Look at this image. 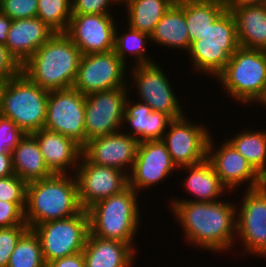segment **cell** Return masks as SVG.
I'll return each mask as SVG.
<instances>
[{"mask_svg":"<svg viewBox=\"0 0 266 267\" xmlns=\"http://www.w3.org/2000/svg\"><path fill=\"white\" fill-rule=\"evenodd\" d=\"M151 44L172 50L189 51L190 38L185 19V1L174 3L150 35Z\"/></svg>","mask_w":266,"mask_h":267,"instance_id":"484cf974","label":"cell"},{"mask_svg":"<svg viewBox=\"0 0 266 267\" xmlns=\"http://www.w3.org/2000/svg\"><path fill=\"white\" fill-rule=\"evenodd\" d=\"M137 247L118 240L89 235L83 249L85 267H133Z\"/></svg>","mask_w":266,"mask_h":267,"instance_id":"603a6c76","label":"cell"},{"mask_svg":"<svg viewBox=\"0 0 266 267\" xmlns=\"http://www.w3.org/2000/svg\"><path fill=\"white\" fill-rule=\"evenodd\" d=\"M116 2V4L118 5H126L130 0H114ZM122 3V4H121Z\"/></svg>","mask_w":266,"mask_h":267,"instance_id":"7dc6e473","label":"cell"},{"mask_svg":"<svg viewBox=\"0 0 266 267\" xmlns=\"http://www.w3.org/2000/svg\"><path fill=\"white\" fill-rule=\"evenodd\" d=\"M133 188L102 199L87 209L90 233L98 238L118 240L135 245L140 230L139 198Z\"/></svg>","mask_w":266,"mask_h":267,"instance_id":"277c9868","label":"cell"},{"mask_svg":"<svg viewBox=\"0 0 266 267\" xmlns=\"http://www.w3.org/2000/svg\"><path fill=\"white\" fill-rule=\"evenodd\" d=\"M117 6L114 0H72V15L107 14L112 15V8Z\"/></svg>","mask_w":266,"mask_h":267,"instance_id":"74e56055","label":"cell"},{"mask_svg":"<svg viewBox=\"0 0 266 267\" xmlns=\"http://www.w3.org/2000/svg\"><path fill=\"white\" fill-rule=\"evenodd\" d=\"M14 174L26 184L49 178L53 173L47 167L38 142L32 134H25L12 152Z\"/></svg>","mask_w":266,"mask_h":267,"instance_id":"4316f807","label":"cell"},{"mask_svg":"<svg viewBox=\"0 0 266 267\" xmlns=\"http://www.w3.org/2000/svg\"><path fill=\"white\" fill-rule=\"evenodd\" d=\"M126 69H129V65H126L114 50L84 54L80 59L73 88L84 96L105 90L128 88Z\"/></svg>","mask_w":266,"mask_h":267,"instance_id":"8fae6325","label":"cell"},{"mask_svg":"<svg viewBox=\"0 0 266 267\" xmlns=\"http://www.w3.org/2000/svg\"><path fill=\"white\" fill-rule=\"evenodd\" d=\"M227 8L235 19L240 47L266 50V5Z\"/></svg>","mask_w":266,"mask_h":267,"instance_id":"d4e9b609","label":"cell"},{"mask_svg":"<svg viewBox=\"0 0 266 267\" xmlns=\"http://www.w3.org/2000/svg\"><path fill=\"white\" fill-rule=\"evenodd\" d=\"M46 267H85L83 252L46 263Z\"/></svg>","mask_w":266,"mask_h":267,"instance_id":"60d3db41","label":"cell"},{"mask_svg":"<svg viewBox=\"0 0 266 267\" xmlns=\"http://www.w3.org/2000/svg\"><path fill=\"white\" fill-rule=\"evenodd\" d=\"M230 137L226 138L227 141L266 180V130L257 131L247 127V130L242 129Z\"/></svg>","mask_w":266,"mask_h":267,"instance_id":"4dcf8cb0","label":"cell"},{"mask_svg":"<svg viewBox=\"0 0 266 267\" xmlns=\"http://www.w3.org/2000/svg\"><path fill=\"white\" fill-rule=\"evenodd\" d=\"M25 134L11 119L0 115V153L12 154Z\"/></svg>","mask_w":266,"mask_h":267,"instance_id":"8d00e7d4","label":"cell"},{"mask_svg":"<svg viewBox=\"0 0 266 267\" xmlns=\"http://www.w3.org/2000/svg\"><path fill=\"white\" fill-rule=\"evenodd\" d=\"M82 53L65 32H55L22 66L21 71L48 91L73 87Z\"/></svg>","mask_w":266,"mask_h":267,"instance_id":"7a4b0ae2","label":"cell"},{"mask_svg":"<svg viewBox=\"0 0 266 267\" xmlns=\"http://www.w3.org/2000/svg\"><path fill=\"white\" fill-rule=\"evenodd\" d=\"M26 203L0 201V228L27 225L24 219Z\"/></svg>","mask_w":266,"mask_h":267,"instance_id":"f35d334b","label":"cell"},{"mask_svg":"<svg viewBox=\"0 0 266 267\" xmlns=\"http://www.w3.org/2000/svg\"><path fill=\"white\" fill-rule=\"evenodd\" d=\"M26 186L16 174L0 178V201L26 203Z\"/></svg>","mask_w":266,"mask_h":267,"instance_id":"e575fe53","label":"cell"},{"mask_svg":"<svg viewBox=\"0 0 266 267\" xmlns=\"http://www.w3.org/2000/svg\"><path fill=\"white\" fill-rule=\"evenodd\" d=\"M49 91L33 83L22 71L9 78L0 98V115L11 119L24 133L44 128Z\"/></svg>","mask_w":266,"mask_h":267,"instance_id":"8992f818","label":"cell"},{"mask_svg":"<svg viewBox=\"0 0 266 267\" xmlns=\"http://www.w3.org/2000/svg\"><path fill=\"white\" fill-rule=\"evenodd\" d=\"M227 9L225 4L217 1L185 0V19L190 45L198 37H202L209 26H212Z\"/></svg>","mask_w":266,"mask_h":267,"instance_id":"f1b7e54d","label":"cell"},{"mask_svg":"<svg viewBox=\"0 0 266 267\" xmlns=\"http://www.w3.org/2000/svg\"><path fill=\"white\" fill-rule=\"evenodd\" d=\"M82 210L74 174H53L26 186L24 219L30 229L43 222L72 217Z\"/></svg>","mask_w":266,"mask_h":267,"instance_id":"3957f363","label":"cell"},{"mask_svg":"<svg viewBox=\"0 0 266 267\" xmlns=\"http://www.w3.org/2000/svg\"><path fill=\"white\" fill-rule=\"evenodd\" d=\"M243 194L241 203H236L240 204L236 207V237L242 241L240 254L266 258V183Z\"/></svg>","mask_w":266,"mask_h":267,"instance_id":"30bf717a","label":"cell"},{"mask_svg":"<svg viewBox=\"0 0 266 267\" xmlns=\"http://www.w3.org/2000/svg\"><path fill=\"white\" fill-rule=\"evenodd\" d=\"M266 5V0H232L228 6Z\"/></svg>","mask_w":266,"mask_h":267,"instance_id":"ee69618b","label":"cell"},{"mask_svg":"<svg viewBox=\"0 0 266 267\" xmlns=\"http://www.w3.org/2000/svg\"><path fill=\"white\" fill-rule=\"evenodd\" d=\"M86 97L73 87L49 91L44 128L65 135L82 148L86 145Z\"/></svg>","mask_w":266,"mask_h":267,"instance_id":"7c38bea8","label":"cell"},{"mask_svg":"<svg viewBox=\"0 0 266 267\" xmlns=\"http://www.w3.org/2000/svg\"><path fill=\"white\" fill-rule=\"evenodd\" d=\"M185 114L173 119L164 133L162 141L176 166L199 164L207 159V144L212 132L205 124L190 120Z\"/></svg>","mask_w":266,"mask_h":267,"instance_id":"4fadbf2b","label":"cell"},{"mask_svg":"<svg viewBox=\"0 0 266 267\" xmlns=\"http://www.w3.org/2000/svg\"><path fill=\"white\" fill-rule=\"evenodd\" d=\"M173 4L171 0H130L122 7L127 12L125 23L132 29L151 35Z\"/></svg>","mask_w":266,"mask_h":267,"instance_id":"83f0119b","label":"cell"},{"mask_svg":"<svg viewBox=\"0 0 266 267\" xmlns=\"http://www.w3.org/2000/svg\"><path fill=\"white\" fill-rule=\"evenodd\" d=\"M21 72V66L10 55L5 45L0 44V76L9 78L17 76Z\"/></svg>","mask_w":266,"mask_h":267,"instance_id":"ab89813d","label":"cell"},{"mask_svg":"<svg viewBox=\"0 0 266 267\" xmlns=\"http://www.w3.org/2000/svg\"><path fill=\"white\" fill-rule=\"evenodd\" d=\"M239 47L236 22L227 9L202 37L190 45L188 62L192 61L195 73L215 79Z\"/></svg>","mask_w":266,"mask_h":267,"instance_id":"52a82bcc","label":"cell"},{"mask_svg":"<svg viewBox=\"0 0 266 267\" xmlns=\"http://www.w3.org/2000/svg\"><path fill=\"white\" fill-rule=\"evenodd\" d=\"M7 267H46L40 239L33 229L20 237Z\"/></svg>","mask_w":266,"mask_h":267,"instance_id":"1f68e13d","label":"cell"},{"mask_svg":"<svg viewBox=\"0 0 266 267\" xmlns=\"http://www.w3.org/2000/svg\"><path fill=\"white\" fill-rule=\"evenodd\" d=\"M130 82L128 89H137L139 101L150 106L152 111L162 112L172 120L185 115L180 99L175 95L168 75L161 69L159 63L136 65L129 67ZM131 73V74H130ZM132 78V80H131ZM132 81V82H131ZM134 81V82H133ZM134 84L130 86L129 84ZM130 87V88H129Z\"/></svg>","mask_w":266,"mask_h":267,"instance_id":"9c48e42d","label":"cell"},{"mask_svg":"<svg viewBox=\"0 0 266 267\" xmlns=\"http://www.w3.org/2000/svg\"><path fill=\"white\" fill-rule=\"evenodd\" d=\"M29 229L27 225L0 228V267H7L10 256L20 237Z\"/></svg>","mask_w":266,"mask_h":267,"instance_id":"836d02e7","label":"cell"},{"mask_svg":"<svg viewBox=\"0 0 266 267\" xmlns=\"http://www.w3.org/2000/svg\"><path fill=\"white\" fill-rule=\"evenodd\" d=\"M180 169V170H179ZM184 171L183 188L188 191L190 198H172L171 201H195V202H214L220 200L223 195L229 194V191L222 185L212 164L205 161L189 166L179 167L177 171ZM227 192V193H226ZM222 195V196H221Z\"/></svg>","mask_w":266,"mask_h":267,"instance_id":"cb8c5ba5","label":"cell"},{"mask_svg":"<svg viewBox=\"0 0 266 267\" xmlns=\"http://www.w3.org/2000/svg\"><path fill=\"white\" fill-rule=\"evenodd\" d=\"M129 92L128 88H117L85 96L86 144L90 139L121 131Z\"/></svg>","mask_w":266,"mask_h":267,"instance_id":"5bb4252c","label":"cell"},{"mask_svg":"<svg viewBox=\"0 0 266 267\" xmlns=\"http://www.w3.org/2000/svg\"><path fill=\"white\" fill-rule=\"evenodd\" d=\"M208 1H217L225 4L226 6H228L232 2V0H208Z\"/></svg>","mask_w":266,"mask_h":267,"instance_id":"bcb514c9","label":"cell"},{"mask_svg":"<svg viewBox=\"0 0 266 267\" xmlns=\"http://www.w3.org/2000/svg\"><path fill=\"white\" fill-rule=\"evenodd\" d=\"M78 199L83 210L96 202L119 194L128 187V174L114 167L91 163L83 154L74 174Z\"/></svg>","mask_w":266,"mask_h":267,"instance_id":"2e32d148","label":"cell"},{"mask_svg":"<svg viewBox=\"0 0 266 267\" xmlns=\"http://www.w3.org/2000/svg\"><path fill=\"white\" fill-rule=\"evenodd\" d=\"M12 19L0 12V44L6 45L8 31L12 25Z\"/></svg>","mask_w":266,"mask_h":267,"instance_id":"7bdbcfd3","label":"cell"},{"mask_svg":"<svg viewBox=\"0 0 266 267\" xmlns=\"http://www.w3.org/2000/svg\"><path fill=\"white\" fill-rule=\"evenodd\" d=\"M115 14L72 15L65 33L82 55L112 51L117 25Z\"/></svg>","mask_w":266,"mask_h":267,"instance_id":"ac0fdd59","label":"cell"},{"mask_svg":"<svg viewBox=\"0 0 266 267\" xmlns=\"http://www.w3.org/2000/svg\"><path fill=\"white\" fill-rule=\"evenodd\" d=\"M32 135L36 138L43 159L53 174H75L82 156V147L71 138L42 128Z\"/></svg>","mask_w":266,"mask_h":267,"instance_id":"ffe728a7","label":"cell"},{"mask_svg":"<svg viewBox=\"0 0 266 267\" xmlns=\"http://www.w3.org/2000/svg\"><path fill=\"white\" fill-rule=\"evenodd\" d=\"M214 80L234 102L260 105L266 98V50L239 47Z\"/></svg>","mask_w":266,"mask_h":267,"instance_id":"5b68a950","label":"cell"},{"mask_svg":"<svg viewBox=\"0 0 266 267\" xmlns=\"http://www.w3.org/2000/svg\"><path fill=\"white\" fill-rule=\"evenodd\" d=\"M212 134L207 144V160L212 164L220 182L227 191L235 193L241 186L246 190L263 186L266 180L226 139L219 144L214 143Z\"/></svg>","mask_w":266,"mask_h":267,"instance_id":"9a60e30c","label":"cell"},{"mask_svg":"<svg viewBox=\"0 0 266 267\" xmlns=\"http://www.w3.org/2000/svg\"><path fill=\"white\" fill-rule=\"evenodd\" d=\"M173 3H181L182 1H185V0H171Z\"/></svg>","mask_w":266,"mask_h":267,"instance_id":"681fc988","label":"cell"},{"mask_svg":"<svg viewBox=\"0 0 266 267\" xmlns=\"http://www.w3.org/2000/svg\"><path fill=\"white\" fill-rule=\"evenodd\" d=\"M6 82H7V79L5 77L0 76V98H1V93L4 89Z\"/></svg>","mask_w":266,"mask_h":267,"instance_id":"f6af8a7d","label":"cell"},{"mask_svg":"<svg viewBox=\"0 0 266 267\" xmlns=\"http://www.w3.org/2000/svg\"><path fill=\"white\" fill-rule=\"evenodd\" d=\"M38 0H0V12L12 20L36 17Z\"/></svg>","mask_w":266,"mask_h":267,"instance_id":"d590c367","label":"cell"},{"mask_svg":"<svg viewBox=\"0 0 266 267\" xmlns=\"http://www.w3.org/2000/svg\"><path fill=\"white\" fill-rule=\"evenodd\" d=\"M40 239L46 263L83 251L90 232L87 210L65 219L43 222L33 228Z\"/></svg>","mask_w":266,"mask_h":267,"instance_id":"ba28073f","label":"cell"},{"mask_svg":"<svg viewBox=\"0 0 266 267\" xmlns=\"http://www.w3.org/2000/svg\"><path fill=\"white\" fill-rule=\"evenodd\" d=\"M54 33L38 17L13 20L5 46L22 66Z\"/></svg>","mask_w":266,"mask_h":267,"instance_id":"7402d4cb","label":"cell"},{"mask_svg":"<svg viewBox=\"0 0 266 267\" xmlns=\"http://www.w3.org/2000/svg\"><path fill=\"white\" fill-rule=\"evenodd\" d=\"M14 174L11 153H0V178Z\"/></svg>","mask_w":266,"mask_h":267,"instance_id":"b9f144b4","label":"cell"},{"mask_svg":"<svg viewBox=\"0 0 266 267\" xmlns=\"http://www.w3.org/2000/svg\"><path fill=\"white\" fill-rule=\"evenodd\" d=\"M129 96L131 95H128L125 103V113L121 130L139 142L162 140L172 119L162 112L152 111L150 106L142 101L135 102Z\"/></svg>","mask_w":266,"mask_h":267,"instance_id":"44dd1931","label":"cell"},{"mask_svg":"<svg viewBox=\"0 0 266 267\" xmlns=\"http://www.w3.org/2000/svg\"><path fill=\"white\" fill-rule=\"evenodd\" d=\"M72 16V0H38L37 15L54 32H66Z\"/></svg>","mask_w":266,"mask_h":267,"instance_id":"d6a6232c","label":"cell"},{"mask_svg":"<svg viewBox=\"0 0 266 267\" xmlns=\"http://www.w3.org/2000/svg\"><path fill=\"white\" fill-rule=\"evenodd\" d=\"M139 141L125 132L90 139L82 154L93 164L114 167L127 174L132 170Z\"/></svg>","mask_w":266,"mask_h":267,"instance_id":"d6986e66","label":"cell"},{"mask_svg":"<svg viewBox=\"0 0 266 267\" xmlns=\"http://www.w3.org/2000/svg\"><path fill=\"white\" fill-rule=\"evenodd\" d=\"M118 26V27H117ZM125 31H120L117 23L115 28L114 51L115 54L127 65V58H132V66L154 63V59L149 56L147 43L151 42V37L147 33L132 29L127 23ZM120 31V32H119ZM134 62V64H133Z\"/></svg>","mask_w":266,"mask_h":267,"instance_id":"f546056e","label":"cell"},{"mask_svg":"<svg viewBox=\"0 0 266 267\" xmlns=\"http://www.w3.org/2000/svg\"><path fill=\"white\" fill-rule=\"evenodd\" d=\"M177 169L162 140L139 142L133 168L128 174V186L137 193L146 191L174 175Z\"/></svg>","mask_w":266,"mask_h":267,"instance_id":"e0dca14e","label":"cell"},{"mask_svg":"<svg viewBox=\"0 0 266 267\" xmlns=\"http://www.w3.org/2000/svg\"><path fill=\"white\" fill-rule=\"evenodd\" d=\"M228 199L214 202L169 201V209L188 245L217 255L231 251L236 240V207ZM232 248V249H231Z\"/></svg>","mask_w":266,"mask_h":267,"instance_id":"6da1fadb","label":"cell"},{"mask_svg":"<svg viewBox=\"0 0 266 267\" xmlns=\"http://www.w3.org/2000/svg\"><path fill=\"white\" fill-rule=\"evenodd\" d=\"M260 105H262V106H260V107H265V109H266V98H265V100L260 104Z\"/></svg>","mask_w":266,"mask_h":267,"instance_id":"c3c4849f","label":"cell"}]
</instances>
